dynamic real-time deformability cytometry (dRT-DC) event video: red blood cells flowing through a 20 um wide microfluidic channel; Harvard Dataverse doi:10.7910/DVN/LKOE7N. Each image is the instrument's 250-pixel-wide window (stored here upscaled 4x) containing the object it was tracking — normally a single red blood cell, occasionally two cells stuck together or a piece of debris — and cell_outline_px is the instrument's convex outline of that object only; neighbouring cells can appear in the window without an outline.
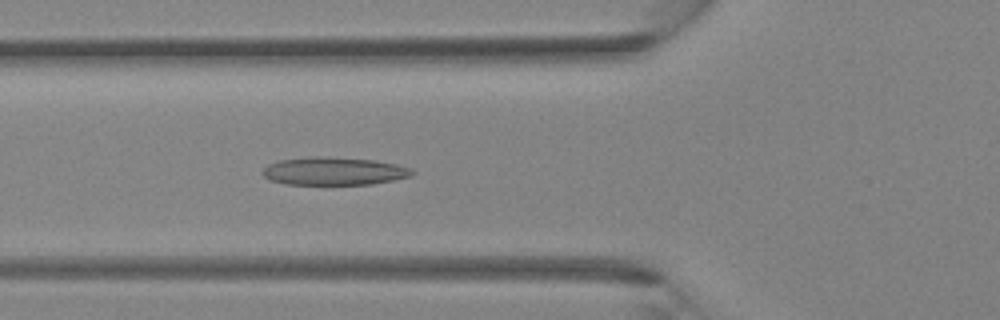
{"species": "Egyptian fruit bat (a non-hibernating species)", "species_latin": "Rousettus aegyptiacus", "temperature_condition": "room temperature", "stored_images_in_passage": 39, "camera_frame_rate_fps": 3000, "um_per_image_px": 0.085, "animal": {"sex": "female"}, "frame": {"image": 1, "passage_image": 14, "time_ms": 4.333, "image_size_px": [1000, 320], "cell_outline_px": [[416, 172], [412, 176], [372, 184], [284, 184], [268, 180], [260, 172], [268, 164], [280, 160], [308, 156], [328, 156], [376, 160], [396, 164], [412, 168]], "centroid_in_image_um": [28.37, 14.53], "position_along_channel_um": 97.4, "area_um2": 24.68}}
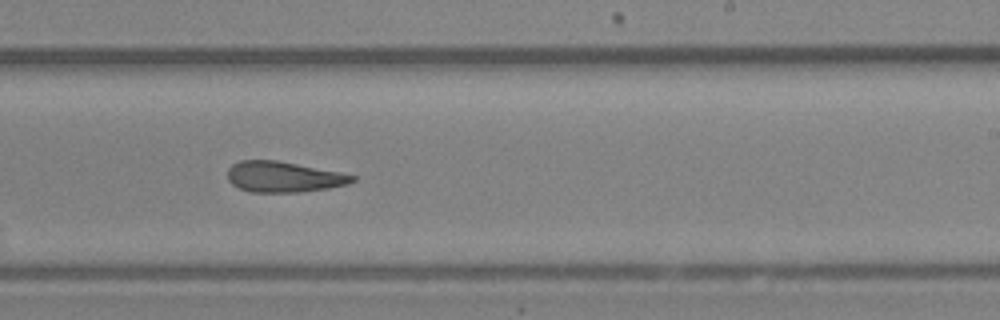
{"frame": {"image": 2, "passage_image": 24, "time_ms": 7.667, "image_size_px": [1000, 320], "cell_outline_px": [[356, 180], [348, 184], [328, 188], [300, 192], [252, 192], [240, 188], [232, 184], [228, 180], [228, 168], [232, 164], [240, 160], [276, 160], [340, 172], [356, 176]], "centroid_in_image_um": [24.1, 15.03], "position_along_channel_um": 264.9, "area_um2": 22.25}}
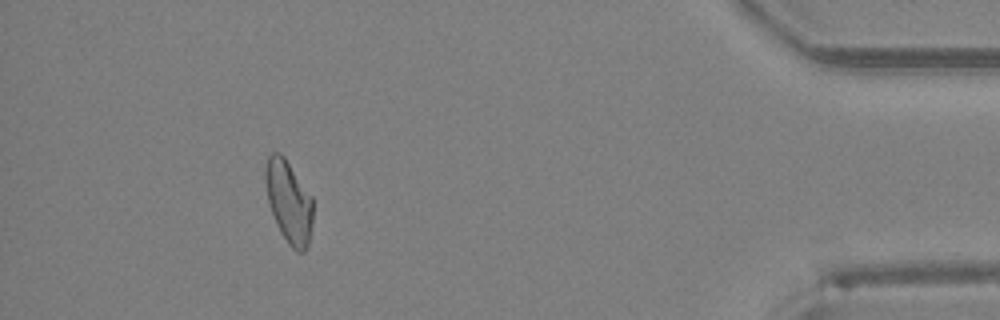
{"frame": {"image": 3, "passage_image": 36, "time_ms": 11.667, "image_size_px": [1000, 320], "cell_outline_px": [[312, 224], [308, 248], [304, 252], [296, 252], [288, 244], [280, 232], [276, 224], [268, 200], [264, 180], [264, 168], [268, 156], [272, 152], [280, 152], [284, 156], [312, 196]], "centroid_in_image_um": [24.54, 17.15], "position_along_channel_um": 410.7, "area_um2": 23.06}}